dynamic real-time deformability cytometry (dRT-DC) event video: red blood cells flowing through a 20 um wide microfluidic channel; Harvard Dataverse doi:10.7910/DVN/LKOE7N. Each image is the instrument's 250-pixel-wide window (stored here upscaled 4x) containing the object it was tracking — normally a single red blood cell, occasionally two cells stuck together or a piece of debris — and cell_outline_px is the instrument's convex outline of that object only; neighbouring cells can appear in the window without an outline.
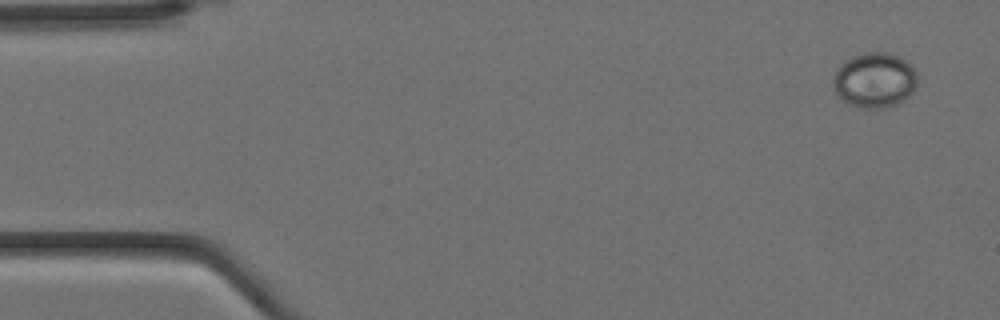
{"species": "Egyptian fruit bat (a non-hibernating species)", "species_latin": "Rousettus aegyptiacus", "temperature_condition": "cold", "stored_images_in_passage": 6, "camera_frame_rate_fps": 3000, "um_per_image_px": 0.085, "animal": {"sex": "female"}, "frame": {"image": 1, "passage_image": 1, "time_ms": 0.0, "image_size_px": [1000, 320], "cell_outline_px": [[916, 88], [904, 100], [896, 104], [884, 108], [860, 108], [848, 104], [836, 92], [832, 84], [832, 80], [836, 68], [844, 60], [852, 56], [864, 52], [892, 52], [908, 60], [916, 72]], "centroid_in_image_um": [74.34, 6.78], "position_along_channel_um": 10.7, "area_um2": 27.51}}